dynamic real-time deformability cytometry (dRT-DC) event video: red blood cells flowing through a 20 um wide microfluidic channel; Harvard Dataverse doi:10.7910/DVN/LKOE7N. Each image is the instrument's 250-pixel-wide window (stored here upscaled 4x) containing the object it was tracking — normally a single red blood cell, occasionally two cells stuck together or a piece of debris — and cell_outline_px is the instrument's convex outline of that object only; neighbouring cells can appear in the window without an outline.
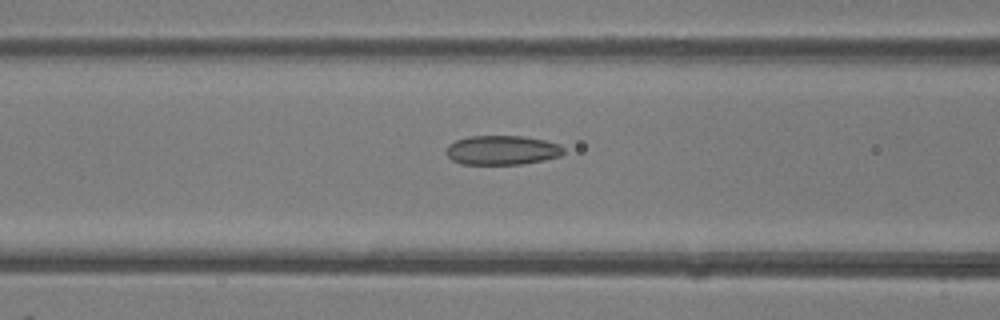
{"species": "common noctule bat (a hibernating species)", "species_latin": "Nyctalus noctula", "temperature_condition": "room temperature", "stored_images_in_passage": 18, "camera_frame_rate_fps": 3000, "um_per_image_px": 0.085, "animal": {"sex": "female"}, "frame": {"image": 1, "passage_image": 16, "time_ms": 5.0, "image_size_px": [1000, 320], "cell_outline_px": [[564, 152], [560, 156], [544, 160], [520, 164], [460, 164], [452, 160], [444, 152], [448, 144], [456, 140], [468, 136], [520, 136], [544, 140], [560, 144], [564, 148]], "centroid_in_image_um": [42.65, 12.76], "position_along_channel_um": 124.0, "area_um2": 20.17}}